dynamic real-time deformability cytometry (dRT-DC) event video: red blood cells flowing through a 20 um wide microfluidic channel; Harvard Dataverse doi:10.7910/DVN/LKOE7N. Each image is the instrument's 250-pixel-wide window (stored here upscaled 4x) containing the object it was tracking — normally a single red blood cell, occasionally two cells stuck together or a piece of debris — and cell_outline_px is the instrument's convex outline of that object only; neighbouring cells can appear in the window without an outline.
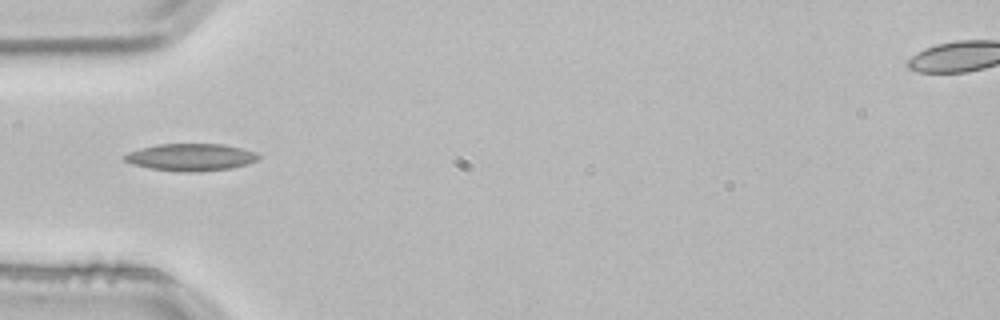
{"species": "common noctule bat (a hibernating species)", "species_latin": "Nyctalus noctula", "temperature_condition": "room temperature", "stored_images_in_passage": 4, "camera_frame_rate_fps": 3000, "um_per_image_px": 0.085, "animal": {"sex": "male", "body_mass_g": 21.5, "forearm_length_mm": 52.0}, "frame": {"image": 1, "passage_image": 4, "time_ms": 1.0, "image_size_px": [1000, 320], "cell_outline_px": [[260, 160], [248, 164], [232, 168], [200, 172], [184, 172], [148, 168], [132, 164], [124, 160], [124, 156], [128, 152], [140, 148], [156, 144], [224, 144], [244, 148], [256, 152], [260, 156]], "centroid_in_image_um": [16.27, 13.36], "position_along_channel_um": 68.7, "area_um2": 21.56}}